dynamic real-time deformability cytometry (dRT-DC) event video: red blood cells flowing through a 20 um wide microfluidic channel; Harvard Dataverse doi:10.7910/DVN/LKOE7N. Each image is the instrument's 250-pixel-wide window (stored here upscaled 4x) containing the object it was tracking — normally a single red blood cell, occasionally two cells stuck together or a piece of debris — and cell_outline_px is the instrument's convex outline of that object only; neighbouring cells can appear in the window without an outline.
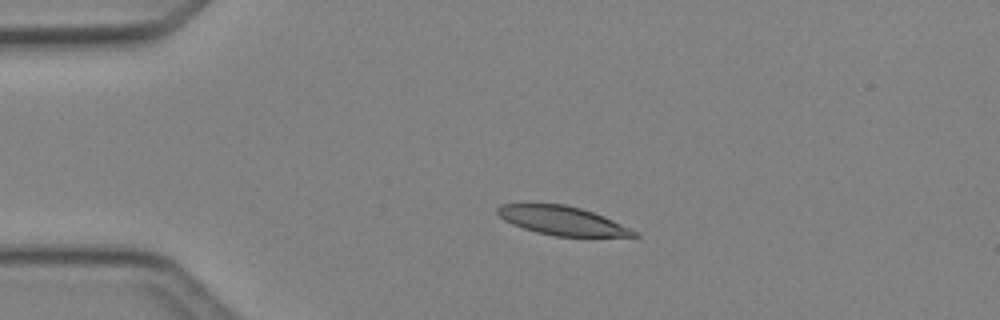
{"species": "Egyptian fruit bat (a non-hibernating species)", "species_latin": "Rousettus aegyptiacus", "temperature_condition": "cold", "stored_images_in_passage": 4, "camera_frame_rate_fps": 3000, "um_per_image_px": 0.085, "animal": {"sex": "female"}, "frame": {"image": 1, "passage_image": 3, "time_ms": 3.0, "image_size_px": [1000, 320], "cell_outline_px": [[640, 236], [552, 236], [536, 232], [512, 224], [504, 220], [496, 212], [496, 208], [500, 204], [564, 204], [580, 208], [604, 216], [640, 232]], "centroid_in_image_um": [47.8, 18.76], "position_along_channel_um": 37.2, "area_um2": 22.83}}